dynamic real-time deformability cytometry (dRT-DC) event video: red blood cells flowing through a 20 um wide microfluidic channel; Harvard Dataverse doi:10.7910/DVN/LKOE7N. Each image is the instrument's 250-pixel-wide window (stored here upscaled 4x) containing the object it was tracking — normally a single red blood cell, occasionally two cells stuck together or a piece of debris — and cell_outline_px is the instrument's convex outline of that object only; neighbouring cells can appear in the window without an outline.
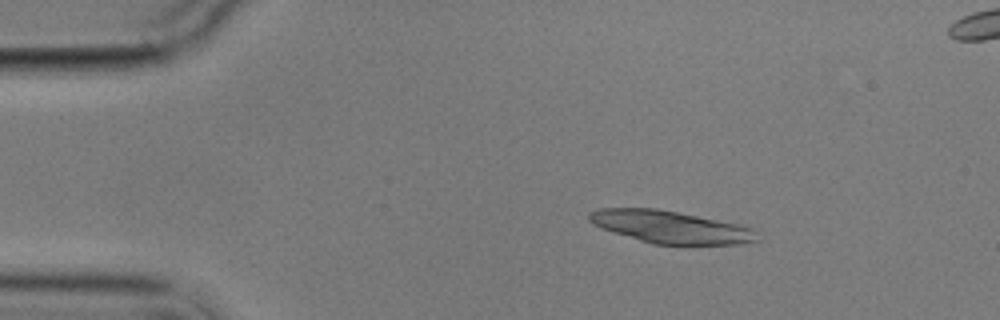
{"species": "common noctule bat (a hibernating species)", "species_latin": "Nyctalus noctula", "temperature_condition": "cold", "stored_images_in_passage": 4, "segment_of_instrument_passage": [1, 2], "camera_frame_rate_fps": 3000, "um_per_image_px": 0.085, "animal": {"sex": "male", "body_mass_g": 17.9}, "frame": {"image": 1, "passage_image": 1, "time_ms": 0.0, "image_size_px": [1000, 320], "cell_outline_px": [[760, 240], [740, 244], [652, 244], [604, 228], [588, 220], [588, 212], [600, 208], [656, 208], [680, 212], [736, 224], [752, 228], [756, 232]], "centroid_in_image_um": [57.01, 19.28], "position_along_channel_um": 28.0, "area_um2": 31.27}}